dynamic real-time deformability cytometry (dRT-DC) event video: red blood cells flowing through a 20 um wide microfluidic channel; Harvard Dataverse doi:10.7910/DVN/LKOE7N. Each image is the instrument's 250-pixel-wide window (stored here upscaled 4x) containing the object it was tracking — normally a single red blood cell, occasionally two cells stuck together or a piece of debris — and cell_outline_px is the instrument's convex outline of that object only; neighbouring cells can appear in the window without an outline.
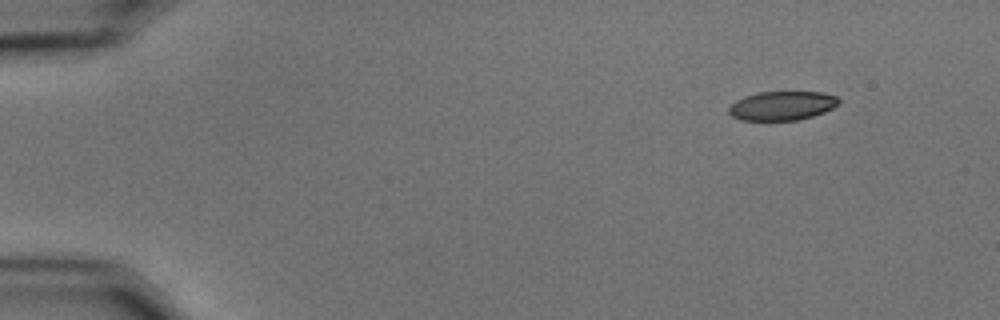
{"species": "common noctule bat (a hibernating species)", "species_latin": "Nyctalus noctula", "temperature_condition": "cold", "stored_images_in_passage": 44, "camera_frame_rate_fps": 3000, "um_per_image_px": 0.085, "animal": {"sex": "male", "body_mass_g": 15.6}, "frame": {"image": 1, "passage_image": 1, "time_ms": 0.0, "image_size_px": [1000, 320], "cell_outline_px": [[840, 104], [824, 112], [812, 116], [796, 120], [740, 120], [732, 116], [728, 112], [728, 108], [736, 100], [744, 96], [756, 92], [820, 92], [836, 96], [840, 100]], "centroid_in_image_um": [66.47, 8.98], "position_along_channel_um": 18.5, "area_um2": 18.61}}
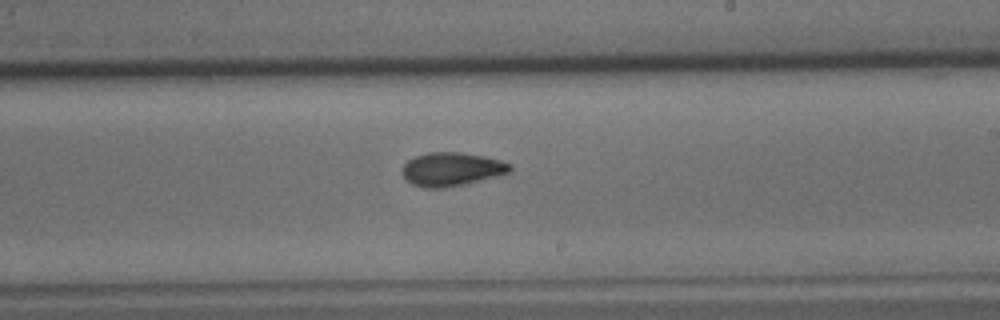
{"frame": {"image": 2, "passage_image": 30, "time_ms": 9.667, "image_size_px": [1000, 320], "cell_outline_px": [[512, 168], [508, 172], [464, 184], [440, 188], [424, 188], [412, 184], [404, 180], [400, 172], [400, 168], [408, 160], [416, 156], [428, 152], [460, 152], [484, 156], [500, 160], [512, 164]], "centroid_in_image_um": [38.3, 14.38], "position_along_channel_um": 250.7, "area_um2": 21.1}}
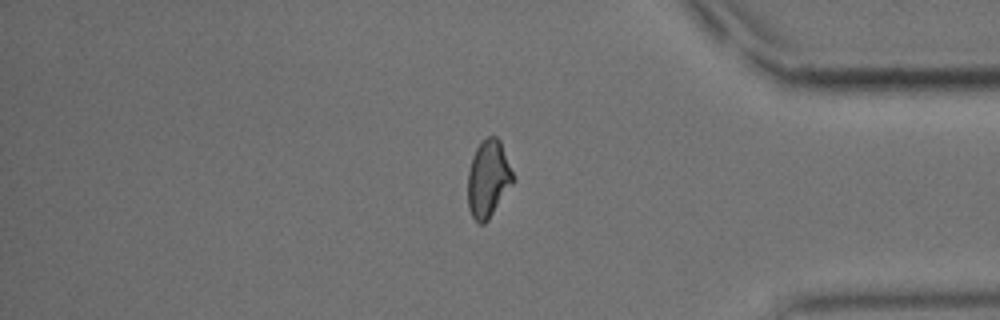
{"frame": {"image": 3, "passage_image": 44, "time_ms": 14.333, "image_size_px": [1000, 320], "cell_outline_px": [[516, 180], [488, 220], [484, 224], [480, 224], [472, 216], [468, 208], [468, 172], [472, 156], [480, 140], [488, 136], [496, 136], [500, 140]], "centroid_in_image_um": [41.51, 15.18], "position_along_channel_um": 393.7, "area_um2": 20.58}, "authors_computed_cell_mechanics": {"area_um2": 20.6635, "velocity_mm_per_s": 3.4829, "shape_relaxation_time_tau1_ms": 7.5015, "shape_relaxation_time_tau2_ms": 2.9781, "deformation_change_tau1": 0.1585, "deformation_change_tau2": 0.0744}}